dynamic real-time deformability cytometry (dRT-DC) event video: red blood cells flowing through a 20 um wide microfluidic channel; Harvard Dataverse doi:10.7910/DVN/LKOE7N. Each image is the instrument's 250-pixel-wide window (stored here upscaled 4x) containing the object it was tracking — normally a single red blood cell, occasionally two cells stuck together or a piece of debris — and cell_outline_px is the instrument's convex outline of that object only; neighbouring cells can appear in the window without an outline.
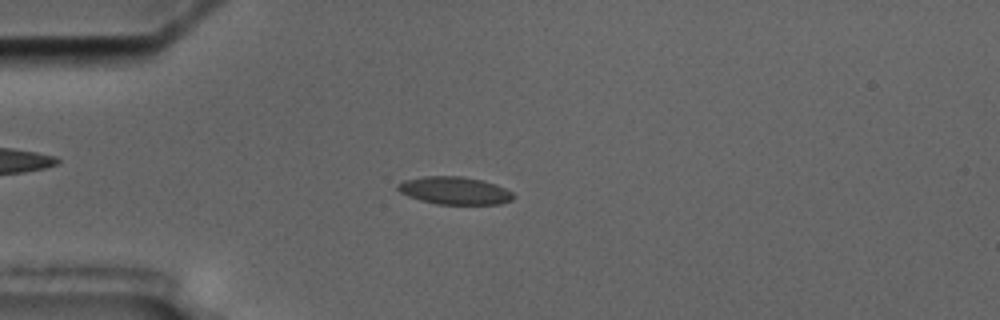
{"species": "common noctule bat (a hibernating species)", "species_latin": "Nyctalus noctula", "temperature_condition": "cold", "stored_images_in_passage": 5, "camera_frame_rate_fps": 3000, "um_per_image_px": 0.085, "animal": {"sex": "male", "body_mass_g": 17.5, "forearm_length_mm": 52.3}, "frame": {"image": 1, "passage_image": 3, "time_ms": 2.333, "image_size_px": [1000, 320], "cell_outline_px": [[512, 200], [500, 204], [436, 204], [420, 200], [408, 196], [400, 192], [396, 188], [396, 184], [404, 180], [424, 176], [460, 176], [484, 180], [496, 184], [512, 192]], "centroid_in_image_um": [38.61, 16.19], "position_along_channel_um": 46.4, "area_um2": 18.67}}
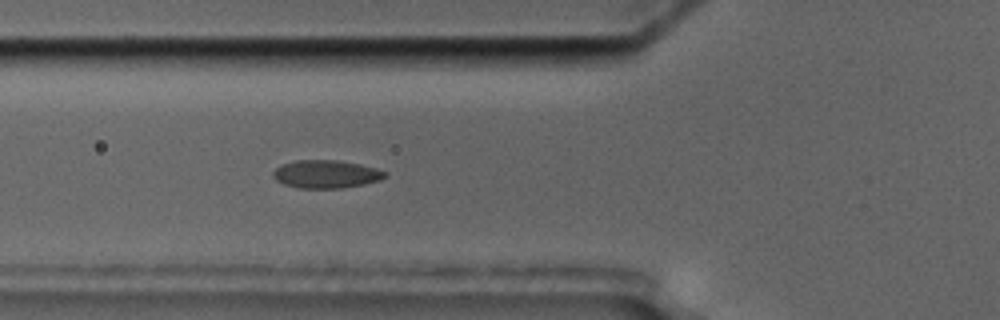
{"frame": {"image": 2, "passage_image": 5, "time_ms": 4.333, "image_size_px": [1000, 320], "cell_outline_px": [[388, 176], [380, 180], [364, 184], [340, 188], [300, 188], [284, 184], [276, 180], [272, 176], [272, 172], [280, 164], [296, 160], [336, 160], [360, 164], [376, 168], [388, 172]], "centroid_in_image_um": [27.72, 14.79], "position_along_channel_um": 98.1, "area_um2": 18.38}}